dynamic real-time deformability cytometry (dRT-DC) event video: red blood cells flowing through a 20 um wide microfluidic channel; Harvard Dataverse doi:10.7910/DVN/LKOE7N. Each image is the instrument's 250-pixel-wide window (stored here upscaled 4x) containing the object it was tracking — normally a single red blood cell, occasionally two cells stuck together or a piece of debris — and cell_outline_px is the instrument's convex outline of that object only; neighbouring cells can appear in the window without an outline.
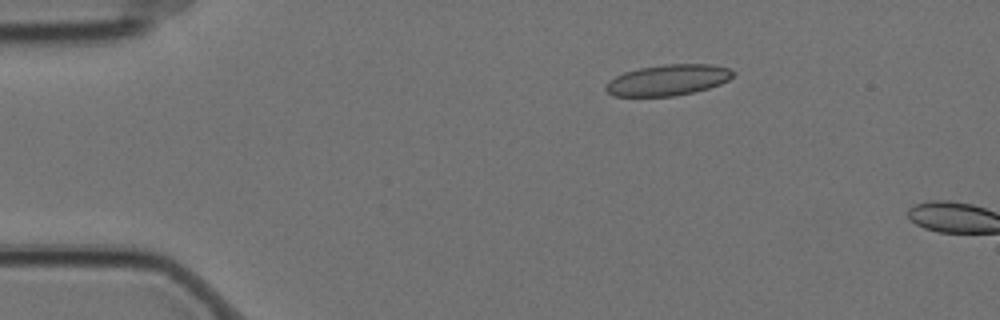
{"species": "Egyptian fruit bat (a non-hibernating species)", "species_latin": "Rousettus aegyptiacus", "temperature_condition": "cold", "stored_images_in_passage": 2, "camera_frame_rate_fps": 3000, "um_per_image_px": 0.085, "animal": {"sex": "female"}, "frame": {"image": 1, "passage_image": 1, "time_ms": 0.0, "image_size_px": [1000, 320], "cell_outline_px": [[732, 76], [728, 80], [720, 84], [708, 88], [676, 96], [612, 96], [604, 88], [604, 84], [608, 80], [624, 72], [640, 68], [664, 64], [712, 64], [728, 68], [732, 72]], "centroid_in_image_um": [56.72, 6.8], "position_along_channel_um": 28.3, "area_um2": 22.89}}